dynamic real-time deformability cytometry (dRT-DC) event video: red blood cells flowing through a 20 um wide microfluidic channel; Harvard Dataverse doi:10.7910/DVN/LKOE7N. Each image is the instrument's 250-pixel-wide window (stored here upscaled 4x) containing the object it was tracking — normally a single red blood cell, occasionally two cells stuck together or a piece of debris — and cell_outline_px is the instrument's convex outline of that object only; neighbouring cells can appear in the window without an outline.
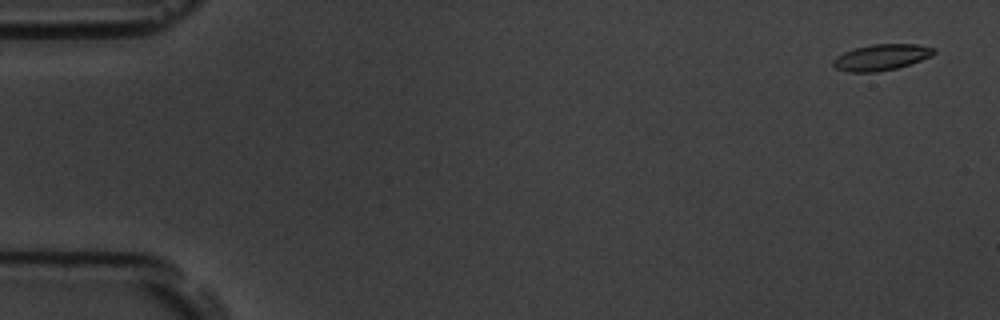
{"species": "common noctule bat (a hibernating species)", "species_latin": "Nyctalus noctula", "temperature_condition": "room temperature", "stored_images_in_passage": 56, "camera_frame_rate_fps": 3000, "um_per_image_px": 0.085, "animal": {"sex": "male", "body_mass_g": 19.5, "forearm_length_mm": 54.6}, "frame": {"image": 1, "passage_image": 1, "time_ms": 0.0, "image_size_px": [1000, 320], "cell_outline_px": [[936, 52], [932, 56], [896, 68], [876, 72], [848, 72], [836, 68], [832, 64], [832, 60], [836, 56], [844, 52], [856, 48], [872, 44], [916, 44], [936, 48]], "centroid_in_image_um": [74.9, 4.86], "position_along_channel_um": 10.1, "area_um2": 15.26}}
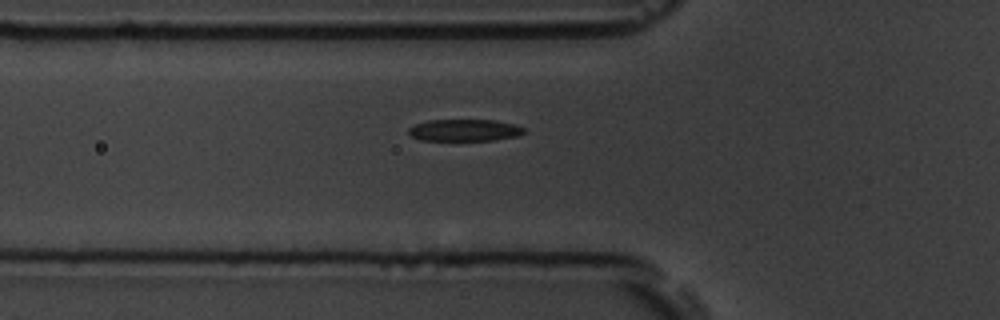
{"frame": {"image": 2, "passage_image": 19, "time_ms": 6.0, "image_size_px": [1000, 320], "cell_outline_px": [[524, 132], [520, 136], [492, 140], [420, 140], [412, 136], [408, 132], [408, 128], [416, 124], [428, 120], [496, 120], [516, 124], [524, 128]], "centroid_in_image_um": [39.51, 11.06], "position_along_channel_um": 86.3, "area_um2": 14.74}}
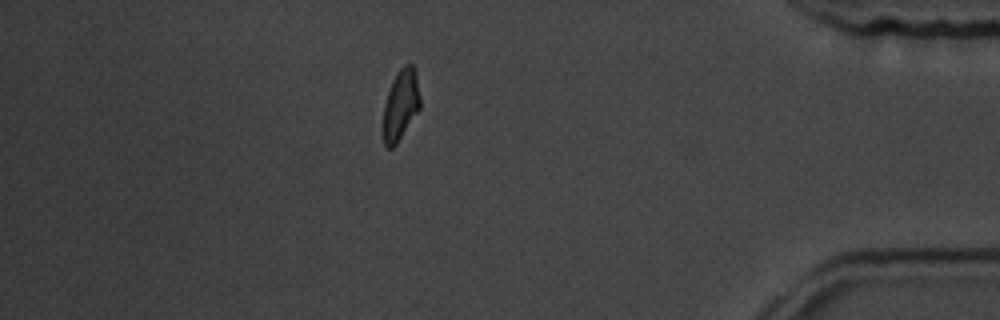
{"frame": {"image": 3, "passage_image": 49, "time_ms": 16.0, "image_size_px": [1000, 320], "cell_outline_px": [[420, 108], [396, 144], [392, 148], [388, 148], [384, 144], [380, 128], [384, 104], [392, 80], [400, 68], [404, 64], [412, 64], [416, 72], [420, 96]], "centroid_in_image_um": [34.01, 8.94], "position_along_channel_um": 401.2, "area_um2": 15.55}, "authors_computed_cell_mechanics": {"area_um2": 15.5771, "velocity_mm_per_s": 3.5523, "shape_relaxation_time_tau1_ms": 2.5062, "shape_relaxation_time_tau2_ms": 2.0492, "deformation_change_tau1": 0.1275, "deformation_change_tau2": 0.1014}}